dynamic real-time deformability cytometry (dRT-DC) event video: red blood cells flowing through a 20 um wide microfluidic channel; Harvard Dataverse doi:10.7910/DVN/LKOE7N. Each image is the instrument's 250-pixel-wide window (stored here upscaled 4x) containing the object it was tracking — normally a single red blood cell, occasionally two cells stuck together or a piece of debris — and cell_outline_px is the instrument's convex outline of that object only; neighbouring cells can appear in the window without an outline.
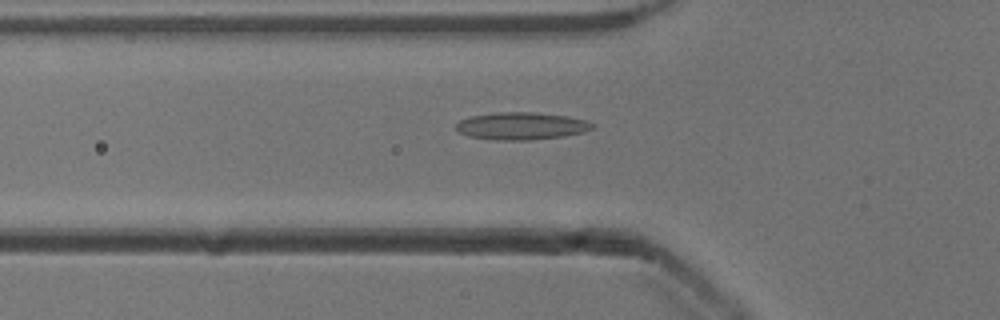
{"species": "common noctule bat (a hibernating species)", "species_latin": "Nyctalus noctula", "temperature_condition": "cold", "stored_images_in_passage": 51, "camera_frame_rate_fps": 3000, "um_per_image_px": 0.085, "animal": {"sex": "male", "body_mass_g": 13.3}, "frame": {"image": 1, "passage_image": 18, "time_ms": 5.667, "image_size_px": [1000, 320], "cell_outline_px": [[596, 124], [592, 128], [584, 132], [564, 136], [532, 140], [496, 140], [468, 136], [460, 132], [456, 128], [456, 124], [460, 120], [472, 116], [496, 112], [536, 112], [568, 116], [584, 120]], "centroid_in_image_um": [44.33, 10.71], "position_along_channel_um": 81.5, "area_um2": 21.79}}
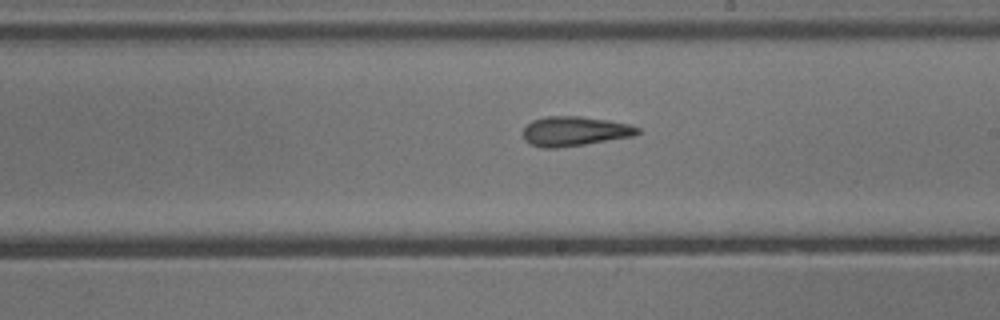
{"frame": {"image": 2, "passage_image": 30, "time_ms": 9.667, "image_size_px": [1000, 320], "cell_outline_px": [[640, 132], [632, 136], [584, 144], [556, 148], [540, 148], [524, 140], [524, 128], [532, 120], [544, 116], [580, 116], [628, 124], [640, 128]], "centroid_in_image_um": [48.8, 11.15], "position_along_channel_um": 240.2, "area_um2": 19.48}}
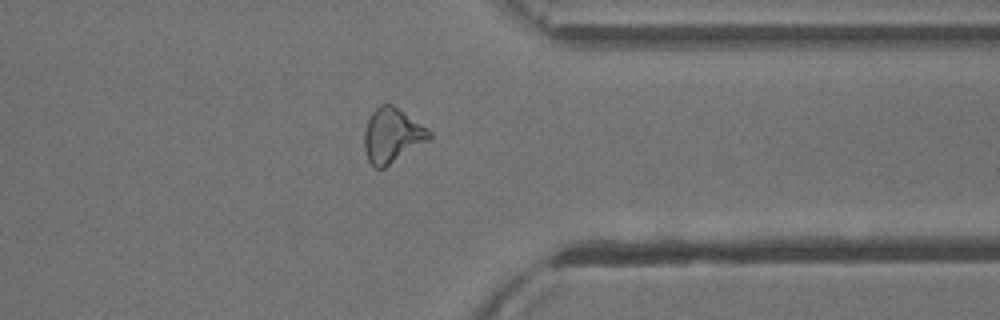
{"frame": {"image": 3, "passage_image": 41, "time_ms": 13.333, "image_size_px": [1000, 320], "cell_outline_px": [[432, 136], [428, 140], [384, 168], [376, 168], [368, 160], [364, 148], [364, 132], [368, 120], [372, 112], [380, 104], [392, 104], [432, 132]], "centroid_in_image_um": [33.31, 11.51], "position_along_channel_um": 378.1, "area_um2": 20.23}, "authors_computed_cell_mechanics": {"area_um2": 20.1144, "velocity_mm_per_s": 3.9478, "shape_relaxation_time_tau1_ms": null, "shape_relaxation_time_tau2_ms": 3.4555, "deformation_change_tau1": null, "deformation_change_tau2": 0.1338}}